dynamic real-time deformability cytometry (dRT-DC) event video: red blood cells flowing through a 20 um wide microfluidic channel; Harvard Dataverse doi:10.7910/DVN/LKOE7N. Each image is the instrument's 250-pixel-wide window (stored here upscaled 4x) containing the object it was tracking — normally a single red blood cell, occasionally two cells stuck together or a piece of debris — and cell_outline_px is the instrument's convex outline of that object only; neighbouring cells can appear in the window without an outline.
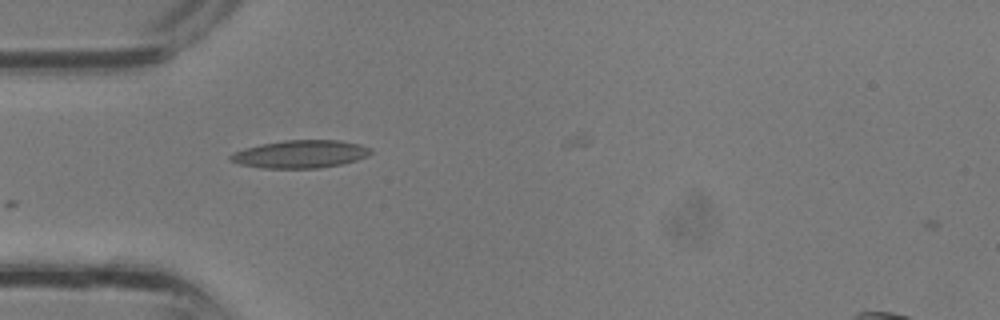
{"species": "common noctule bat (a hibernating species)", "species_latin": "Nyctalus noctula", "temperature_condition": "room temperature", "stored_images_in_passage": 9, "camera_frame_rate_fps": 3000, "um_per_image_px": 0.085, "animal": {"sex": "male", "body_mass_g": 13.3}, "frame": {"image": 1, "passage_image": 2, "time_ms": 0.333, "image_size_px": [1000, 320], "cell_outline_px": [[372, 152], [368, 156], [356, 160], [340, 164], [320, 168], [260, 168], [240, 164], [228, 160], [228, 156], [244, 148], [260, 144], [284, 140], [340, 140], [360, 144], [372, 148]], "centroid_in_image_um": [25.53, 13.09], "position_along_channel_um": 59.5, "area_um2": 22.83}}
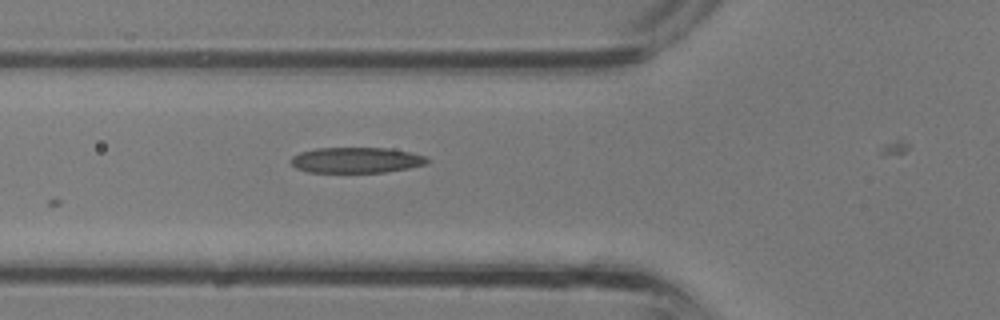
{"frame": {"image": 2, "passage_image": 4, "time_ms": 1.0, "image_size_px": [1000, 320], "cell_outline_px": [[428, 164], [408, 168], [384, 172], [308, 172], [296, 168], [288, 160], [292, 156], [300, 152], [316, 148], [388, 148], [408, 152], [424, 156], [428, 160]], "centroid_in_image_um": [30.24, 13.61], "position_along_channel_um": 95.6, "area_um2": 20.29}}
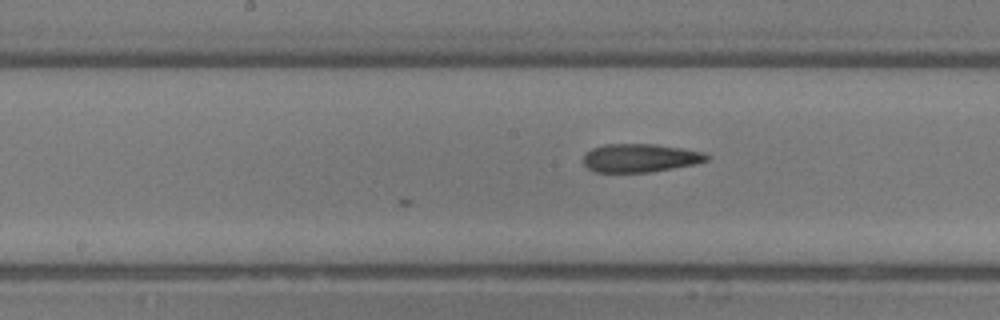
{"frame": {"image": 3, "passage_image": 9, "time_ms": 2.667, "image_size_px": [1000, 320], "cell_outline_px": [[708, 160], [692, 164], [652, 172], [592, 172], [584, 164], [584, 152], [592, 148], [604, 144], [656, 144], [704, 152], [708, 156]], "centroid_in_image_um": [54.35, 13.42], "position_along_channel_um": 193.8, "area_um2": 20.35}}